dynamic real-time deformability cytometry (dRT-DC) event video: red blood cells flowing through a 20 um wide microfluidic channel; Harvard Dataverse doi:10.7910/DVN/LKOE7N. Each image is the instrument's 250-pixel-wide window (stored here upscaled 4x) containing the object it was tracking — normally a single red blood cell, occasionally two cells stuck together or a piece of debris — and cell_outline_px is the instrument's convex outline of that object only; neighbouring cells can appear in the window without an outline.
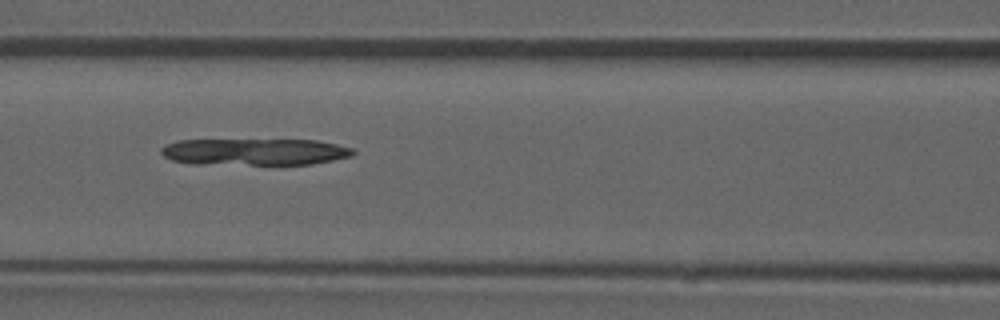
{"species": "common noctule bat (a hibernating species)", "species_latin": "Nyctalus noctula", "temperature_condition": "room temperature", "stored_images_in_passage": 51, "camera_frame_rate_fps": 3000, "um_per_image_px": 0.085, "animal": {"sex": "male", "forearm_length_mm": 52.5}, "frame": {"image": 1, "passage_image": 22, "time_ms": 7.0, "image_size_px": [1000, 320], "cell_outline_px": [[356, 152], [352, 156], [312, 164], [192, 164], [172, 160], [164, 156], [160, 152], [160, 148], [164, 144], [176, 140], [316, 140], [336, 144], [352, 148]], "centroid_in_image_um": [21.6, 12.9], "position_along_channel_um": 145.0, "area_um2": 30.0}}